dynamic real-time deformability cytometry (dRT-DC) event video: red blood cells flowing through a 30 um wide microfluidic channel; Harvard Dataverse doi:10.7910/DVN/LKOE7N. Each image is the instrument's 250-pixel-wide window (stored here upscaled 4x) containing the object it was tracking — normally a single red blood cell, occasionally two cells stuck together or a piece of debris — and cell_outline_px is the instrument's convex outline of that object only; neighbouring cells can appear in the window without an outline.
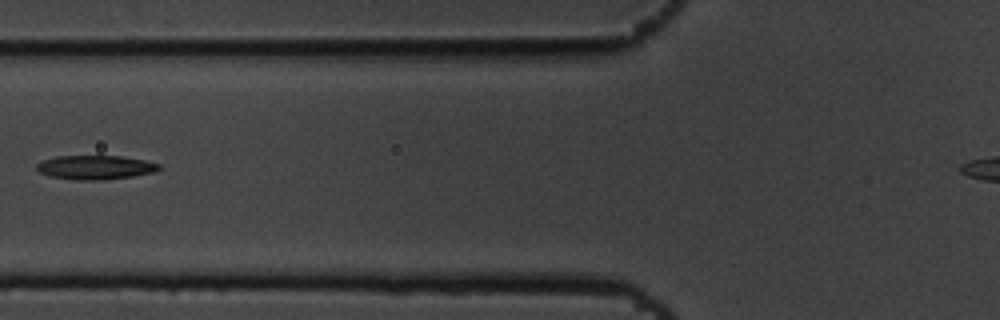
{"species": "common noctule bat (a hibernating species)", "species_latin": "Nyctalus noctula", "temperature_condition": "cold", "stored_images_in_passage": 7, "camera_frame_rate_fps": 3000, "um_per_image_px": 0.085, "animal": {"sex": "male", "body_mass_g": 19.5, "forearm_length_mm": 54.6}, "frame": {"image": 1, "passage_image": 6, "time_ms": 1.667, "image_size_px": [1000, 320], "cell_outline_px": [[160, 168], [156, 172], [132, 176], [104, 180], [76, 180], [52, 176], [40, 172], [36, 168], [36, 164], [44, 160], [56, 156], [120, 156], [144, 160], [160, 164]], "centroid_in_image_um": [8.13, 14.22], "position_along_channel_um": 117.7, "area_um2": 17.05}}
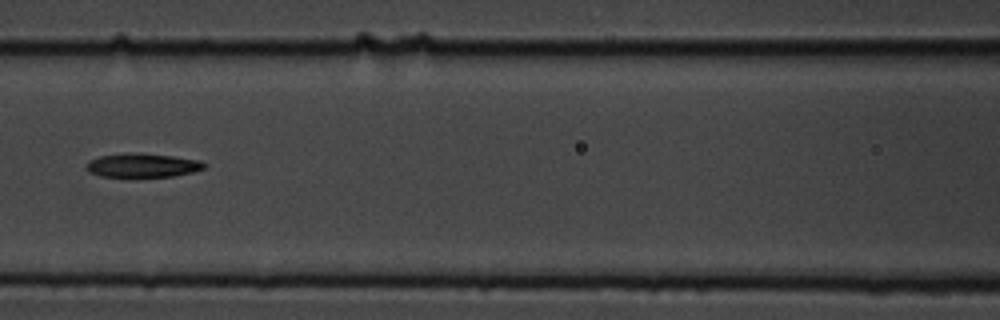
{"frame": {"image": 2, "passage_image": 7, "time_ms": 2.0, "image_size_px": [1000, 320], "cell_outline_px": [[208, 164], [204, 168], [192, 172], [172, 176], [100, 176], [88, 172], [84, 168], [88, 160], [100, 156], [128, 152], [136, 152], [172, 156], [200, 160]], "centroid_in_image_um": [12.08, 14.03], "position_along_channel_um": 154.5, "area_um2": 16.47}}